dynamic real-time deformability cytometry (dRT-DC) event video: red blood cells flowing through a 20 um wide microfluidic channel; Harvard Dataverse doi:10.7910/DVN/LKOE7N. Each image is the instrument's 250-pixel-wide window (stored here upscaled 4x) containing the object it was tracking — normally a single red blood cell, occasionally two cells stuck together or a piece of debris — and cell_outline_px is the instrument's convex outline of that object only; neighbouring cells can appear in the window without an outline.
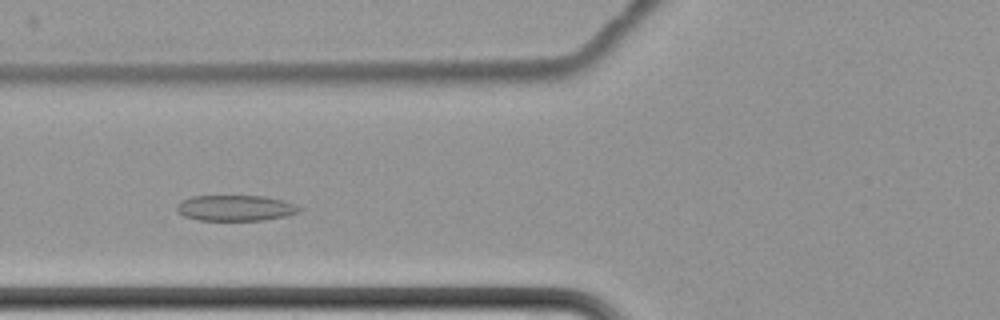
{"species": "common noctule bat (a hibernating species)", "species_latin": "Nyctalus noctula", "temperature_condition": "cold", "stored_images_in_passage": 14, "camera_frame_rate_fps": 3000, "um_per_image_px": 0.085, "animal": {"sex": "female", "body_mass_g": 22.7, "forearm_length_mm": 54.2}, "frame": {"image": 1, "passage_image": 5, "time_ms": 5.667, "image_size_px": [1000, 320], "cell_outline_px": [[304, 208], [300, 212], [284, 216], [264, 220], [196, 220], [184, 216], [176, 212], [176, 204], [180, 200], [192, 196], [264, 196], [284, 200], [296, 204]], "centroid_in_image_um": [20.0, 17.68], "position_along_channel_um": 105.8, "area_um2": 18.67}}
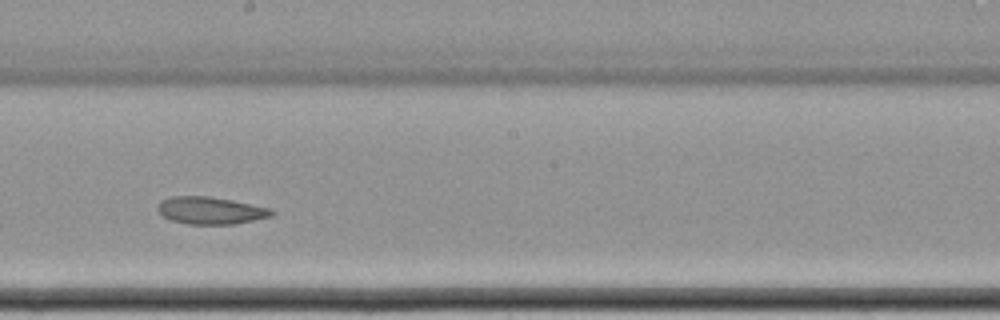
{"frame": {"image": 2, "passage_image": 8, "time_ms": 9.333, "image_size_px": [1000, 320], "cell_outline_px": [[276, 212], [272, 216], [236, 224], [188, 224], [168, 220], [160, 216], [156, 208], [160, 200], [172, 196], [208, 196], [232, 200], [272, 208]], "centroid_in_image_um": [17.87, 17.89], "position_along_channel_um": 230.3, "area_um2": 18.5}}
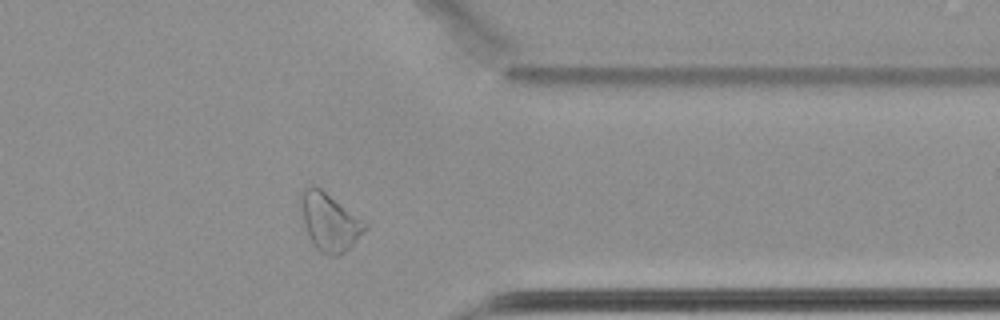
{"frame": {"image": 3, "passage_image": 12, "time_ms": 14.0, "image_size_px": [1000, 320], "cell_outline_px": [[368, 228], [340, 256], [332, 256], [320, 252], [316, 248], [308, 236], [300, 212], [300, 192], [312, 184], [320, 188], [368, 224]], "centroid_in_image_um": [27.98, 18.86], "position_along_channel_um": 383.4, "area_um2": 21.44}, "authors_computed_cell_mechanics": {"area_um2": 19.6809, "velocity_mm_per_s": 3.3986, "shape_relaxation_time_tau1_ms": 9.4872, "shape_relaxation_time_tau2_ms": 3.8575, "deformation_change_tau1": 0.1309, "deformation_change_tau2": 0.0797}}